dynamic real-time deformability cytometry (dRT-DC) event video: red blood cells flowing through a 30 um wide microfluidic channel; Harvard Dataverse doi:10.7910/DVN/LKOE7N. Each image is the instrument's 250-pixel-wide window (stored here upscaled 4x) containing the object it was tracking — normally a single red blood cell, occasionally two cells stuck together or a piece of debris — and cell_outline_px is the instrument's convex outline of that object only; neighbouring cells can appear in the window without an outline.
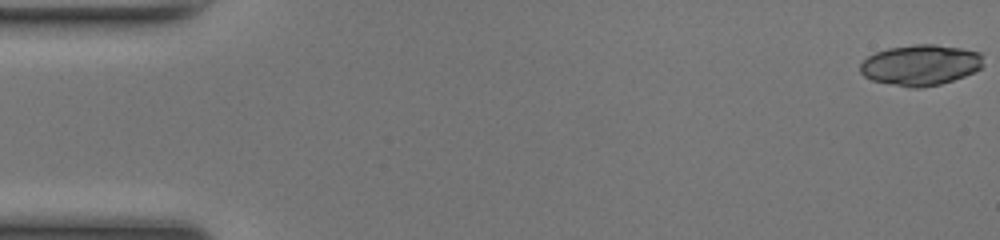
{"species": "common noctule bat (a hibernating species)", "species_latin": "Nyctalus noctula", "temperature_condition": "room temperature", "stored_images_in_passage": 36, "camera_frame_rate_fps": 3000, "um_per_image_px": 0.085, "animal": {"sex": "female", "body_mass_g": 17.0, "forearm_length_mm": 48.0}, "frame": {"image": 1, "passage_image": 1, "time_ms": 0.0, "image_size_px": [1000, 240], "cell_outline_px": [[984, 64], [980, 68], [964, 76], [940, 84], [920, 88], [908, 88], [872, 80], [864, 76], [860, 72], [860, 64], [868, 56], [876, 52], [888, 48], [916, 44], [936, 44], [960, 48], [980, 52]], "centroid_in_image_um": [78.23, 5.53], "position_along_channel_um": 6.8, "area_um2": 29.19}}